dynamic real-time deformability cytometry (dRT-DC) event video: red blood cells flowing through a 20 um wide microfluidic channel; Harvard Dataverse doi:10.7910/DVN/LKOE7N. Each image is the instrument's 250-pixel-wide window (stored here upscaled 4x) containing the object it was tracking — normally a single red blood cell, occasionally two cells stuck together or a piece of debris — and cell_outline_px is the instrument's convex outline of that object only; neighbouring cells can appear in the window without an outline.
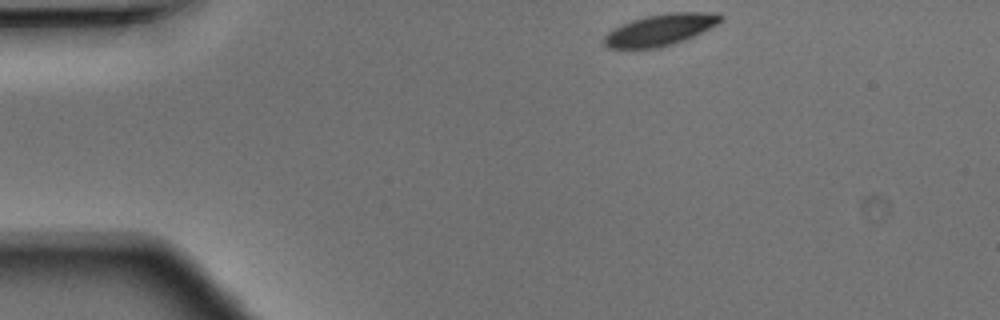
{"species": "Egyptian fruit bat (a non-hibernating species)", "species_latin": "Rousettus aegyptiacus", "temperature_condition": "warm", "stored_images_in_passage": 41, "camera_frame_rate_fps": 3000, "um_per_image_px": 0.085, "animal": {"sex": "male"}, "frame": {"image": 1, "passage_image": 1, "time_ms": 0.0, "image_size_px": [1000, 320], "cell_outline_px": [[724, 16], [716, 24], [692, 36], [672, 44], [656, 48], [608, 48], [604, 44], [604, 36], [608, 32], [632, 20], [648, 16], [672, 12], [700, 12]], "centroid_in_image_um": [56.07, 2.54], "position_along_channel_um": 28.9, "area_um2": 20.58}}
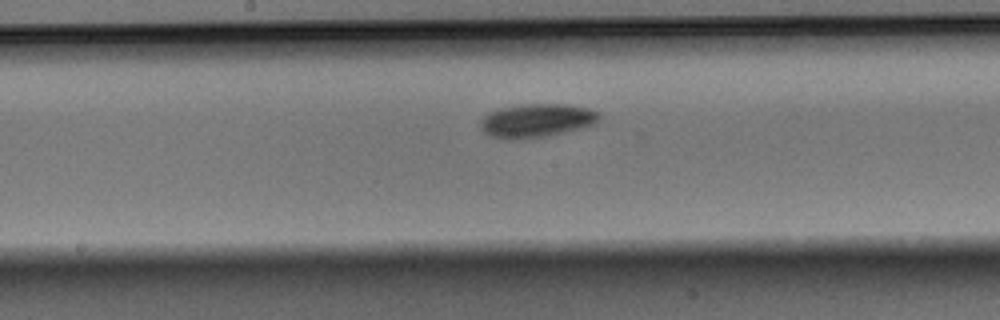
{"frame": {"image": 2, "passage_image": 18, "time_ms": 5.667, "image_size_px": [1000, 320], "cell_outline_px": [[600, 116], [596, 124], [564, 132], [544, 136], [512, 140], [508, 140], [488, 136], [480, 128], [480, 120], [488, 112], [500, 108], [520, 104], [568, 104], [588, 108], [600, 112]], "centroid_in_image_um": [45.58, 10.24], "position_along_channel_um": 202.6, "area_um2": 23.47}}
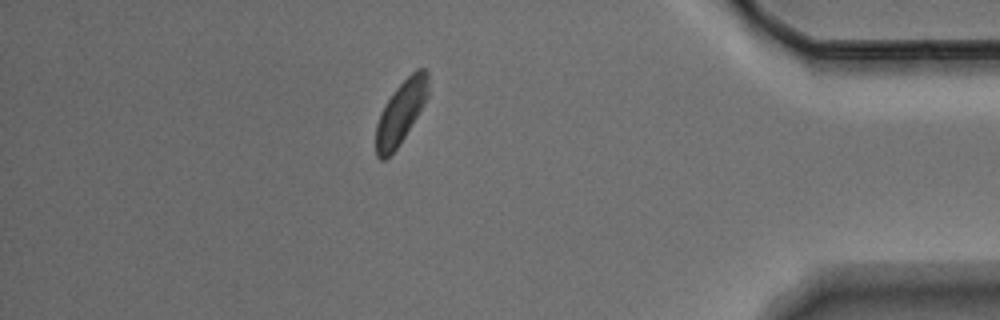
{"frame": {"image": 3, "passage_image": 35, "time_ms": 11.333, "image_size_px": [1000, 320], "cell_outline_px": [[428, 96], [404, 136], [396, 148], [384, 160], [380, 160], [376, 156], [376, 124], [380, 112], [396, 88], [416, 68], [424, 68], [428, 72]], "centroid_in_image_um": [34.06, 9.52], "position_along_channel_um": 401.1, "area_um2": 18.67}}